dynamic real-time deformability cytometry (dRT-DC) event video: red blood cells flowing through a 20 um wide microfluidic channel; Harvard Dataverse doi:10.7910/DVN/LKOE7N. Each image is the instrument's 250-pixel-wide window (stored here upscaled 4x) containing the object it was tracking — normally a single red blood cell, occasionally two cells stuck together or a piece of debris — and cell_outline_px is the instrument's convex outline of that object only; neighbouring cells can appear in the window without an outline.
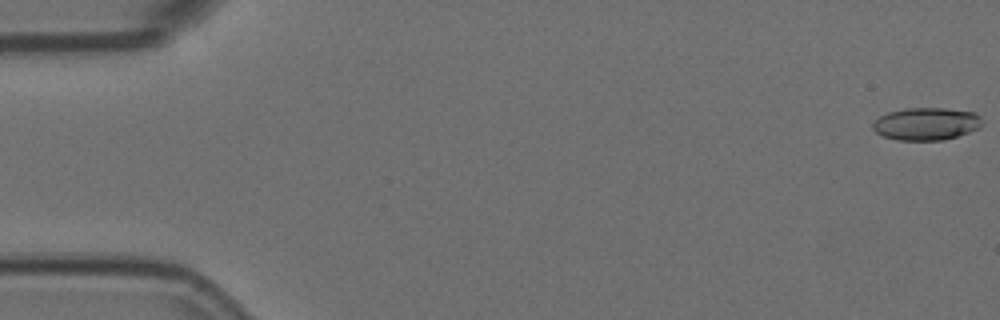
{"species": "Egyptian fruit bat (a non-hibernating species)", "species_latin": "Rousettus aegyptiacus", "temperature_condition": "room temperature", "stored_images_in_passage": 5, "camera_frame_rate_fps": 3000, "um_per_image_px": 0.085, "animal": {"sex": "female"}, "frame": {"image": 1, "passage_image": 1, "time_ms": 0.0, "image_size_px": [1000, 320], "cell_outline_px": [[984, 124], [980, 128], [944, 140], [896, 140], [884, 136], [876, 132], [872, 128], [872, 124], [880, 116], [888, 112], [904, 108], [944, 108], [972, 112], [980, 116], [984, 120]], "centroid_in_image_um": [78.75, 10.52], "position_along_channel_um": 6.2, "area_um2": 20.81}}
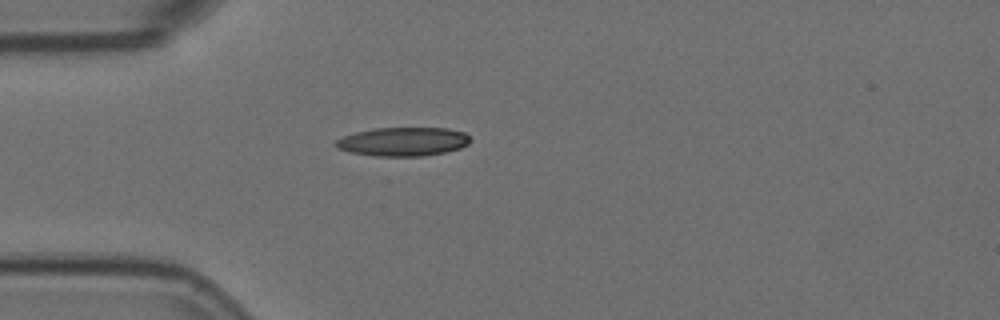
{"frame": {"image": 2, "passage_image": 4, "time_ms": 1.0, "image_size_px": [1000, 320], "cell_outline_px": [[472, 140], [468, 144], [460, 148], [444, 152], [424, 156], [376, 156], [348, 152], [336, 148], [332, 144], [336, 140], [344, 136], [356, 132], [376, 128], [448, 128], [464, 132]], "centroid_in_image_um": [34.24, 12.04], "position_along_channel_um": 50.8, "area_um2": 22.66}}